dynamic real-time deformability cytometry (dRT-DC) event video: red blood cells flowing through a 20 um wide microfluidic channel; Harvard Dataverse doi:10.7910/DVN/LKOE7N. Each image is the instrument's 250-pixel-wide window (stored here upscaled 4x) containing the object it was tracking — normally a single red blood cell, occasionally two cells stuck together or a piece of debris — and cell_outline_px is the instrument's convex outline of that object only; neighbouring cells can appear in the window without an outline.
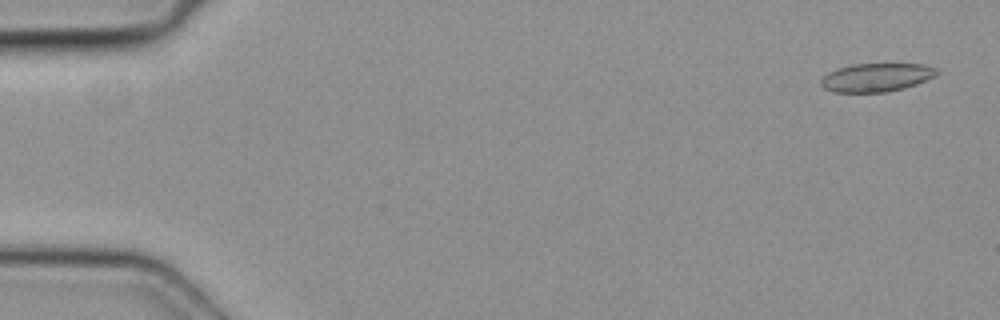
{"species": "common noctule bat (a hibernating species)", "species_latin": "Nyctalus noctula", "temperature_condition": "cold", "stored_images_in_passage": 5, "camera_frame_rate_fps": 3000, "um_per_image_px": 0.085, "animal": {"sex": "female", "body_mass_g": 19.3, "forearm_length_mm": 54.1}, "frame": {"image": 1, "passage_image": 1, "time_ms": 0.0, "image_size_px": [1000, 320], "cell_outline_px": [[940, 72], [936, 76], [916, 84], [904, 88], [884, 92], [832, 92], [824, 88], [820, 84], [820, 80], [828, 72], [836, 68], [852, 64], [924, 64], [936, 68]], "centroid_in_image_um": [74.49, 6.57], "position_along_channel_um": 10.5, "area_um2": 19.31}}
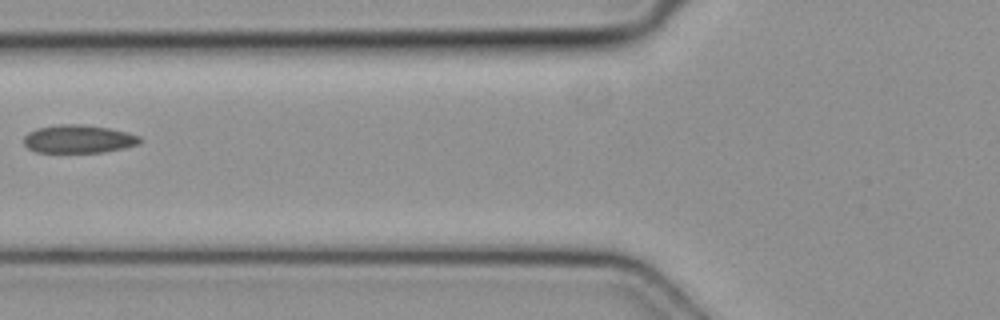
{"frame": {"image": 2, "passage_image": 5, "time_ms": 1.333, "image_size_px": [1000, 320], "cell_outline_px": [[144, 140], [136, 144], [124, 148], [104, 152], [36, 152], [28, 148], [24, 144], [24, 136], [28, 132], [36, 128], [60, 124], [80, 124], [108, 128], [128, 132], [140, 136]], "centroid_in_image_um": [6.67, 11.81], "position_along_channel_um": 119.1, "area_um2": 19.07}}